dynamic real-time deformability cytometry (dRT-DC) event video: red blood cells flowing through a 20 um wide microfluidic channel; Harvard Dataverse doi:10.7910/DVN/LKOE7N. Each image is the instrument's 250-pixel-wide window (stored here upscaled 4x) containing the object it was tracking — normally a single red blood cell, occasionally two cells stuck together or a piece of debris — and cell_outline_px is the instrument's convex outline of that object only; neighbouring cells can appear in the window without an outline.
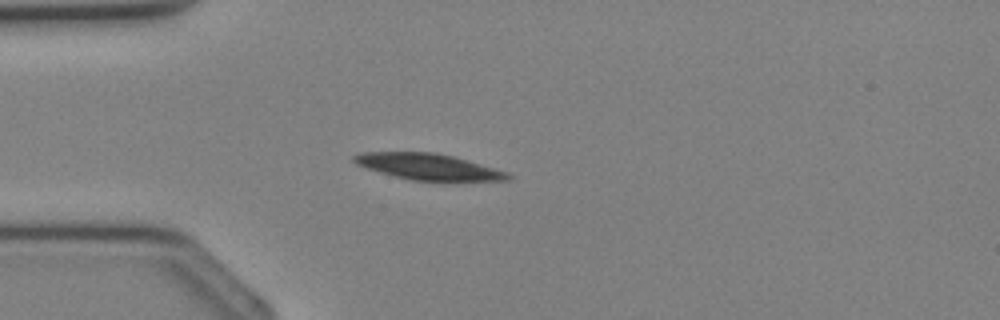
{"species": "Egyptian fruit bat (a non-hibernating species)", "species_latin": "Rousettus aegyptiacus", "temperature_condition": "cold", "stored_images_in_passage": 31, "camera_frame_rate_fps": 3000, "um_per_image_px": 0.085, "animal": {"sex": "female"}, "frame": {"image": 1, "passage_image": 5, "time_ms": 1.333, "image_size_px": [1000, 320], "cell_outline_px": [[512, 180], [408, 180], [380, 172], [356, 164], [352, 160], [352, 156], [360, 152], [436, 152], [452, 156], [496, 168], [508, 172], [512, 176]], "centroid_in_image_um": [36.39, 14.16], "position_along_channel_um": 48.6, "area_um2": 23.24}}
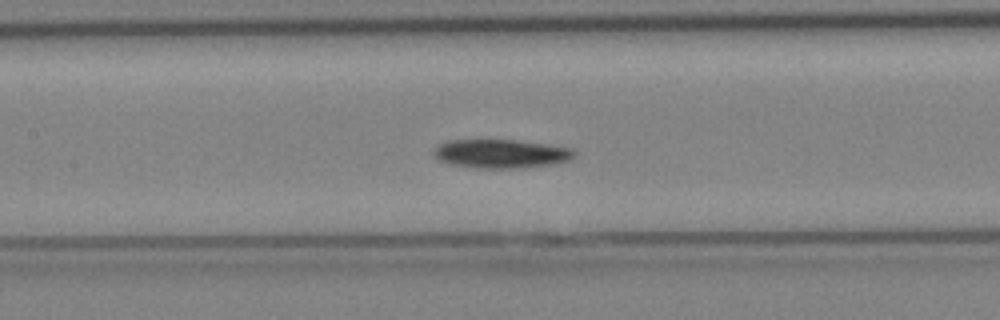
{"frame": {"image": 2, "passage_image": 12, "time_ms": 3.667, "image_size_px": [1000, 320], "cell_outline_px": [[576, 152], [572, 160], [552, 164], [512, 168], [484, 168], [452, 164], [440, 160], [432, 152], [432, 148], [436, 144], [448, 140], [488, 136], [520, 140], [576, 148]], "centroid_in_image_um": [42.56, 12.99], "position_along_channel_um": 164.8, "area_um2": 24.74}}
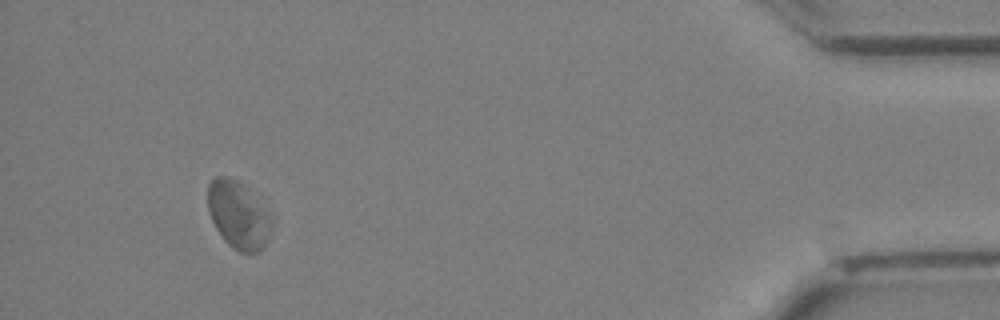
{"frame": {"image": 3, "passage_image": 29, "time_ms": 9.333, "image_size_px": [1000, 320], "cell_outline_px": [[272, 232], [264, 248], [260, 252], [240, 252], [232, 248], [224, 240], [216, 228], [208, 212], [208, 184], [216, 176], [228, 176], [236, 180], [244, 188], [272, 220]], "centroid_in_image_um": [20.22, 18.34], "position_along_channel_um": 415.0, "area_um2": 24.45}}